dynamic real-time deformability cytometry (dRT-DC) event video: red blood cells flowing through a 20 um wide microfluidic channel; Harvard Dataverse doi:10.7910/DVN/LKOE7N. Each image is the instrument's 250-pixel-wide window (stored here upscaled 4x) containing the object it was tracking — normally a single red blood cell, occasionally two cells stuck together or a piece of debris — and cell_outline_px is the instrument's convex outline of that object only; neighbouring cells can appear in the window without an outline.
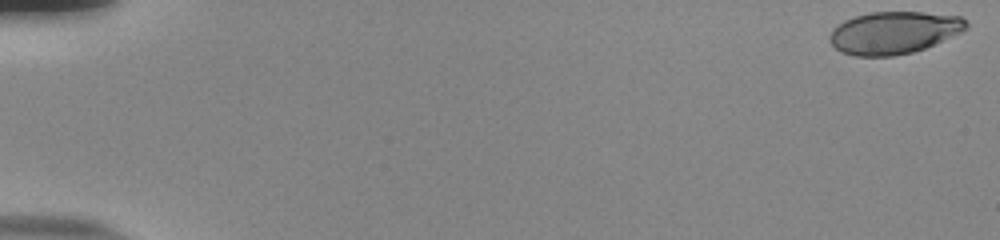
{"species": "human", "species_latin": "Homo sapiens", "temperature_condition": "room temperature", "stored_images_in_passage": 55, "camera_frame_rate_fps": 3000, "um_per_image_px": 0.085, "donor": {"sex": "male"}, "frame": {"image": 1, "passage_image": 1, "time_ms": 0.0, "image_size_px": [1000, 240], "cell_outline_px": [[968, 28], [960, 32], [924, 48], [912, 52], [892, 56], [852, 56], [840, 52], [828, 40], [828, 36], [832, 28], [844, 20], [856, 16], [872, 12], [924, 12], [960, 16], [968, 24]], "centroid_in_image_um": [75.92, 2.77], "position_along_channel_um": 9.1, "area_um2": 33.64}}
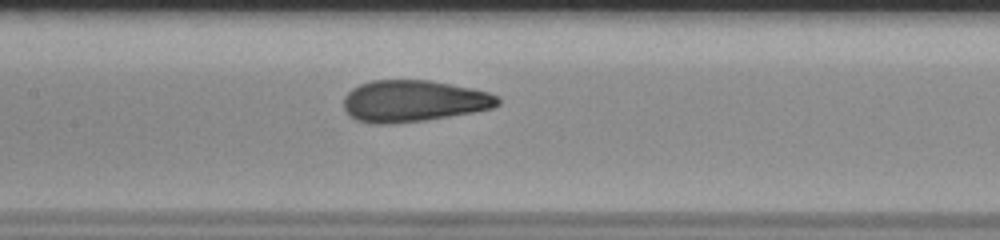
{"frame": {"image": 2, "passage_image": 28, "time_ms": 9.0, "image_size_px": [1000, 240], "cell_outline_px": [[500, 104], [492, 108], [472, 112], [424, 120], [388, 124], [372, 124], [356, 120], [344, 108], [344, 96], [352, 88], [360, 84], [372, 80], [428, 80], [472, 88], [488, 92], [496, 96], [500, 100]], "centroid_in_image_um": [35.13, 8.58], "position_along_channel_um": 172.3, "area_um2": 37.17}}
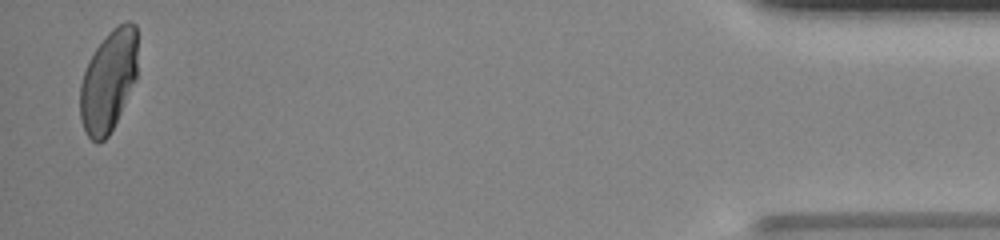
{"frame": {"image": 3, "passage_image": 54, "time_ms": 17.667, "image_size_px": [1000, 240], "cell_outline_px": [[136, 80], [108, 136], [104, 140], [96, 144], [88, 136], [80, 120], [80, 84], [88, 60], [104, 36], [112, 28], [128, 20], [132, 20], [136, 24]], "centroid_in_image_um": [9.2, 6.86], "position_along_channel_um": 426.0, "area_um2": 33.99}, "authors_computed_cell_mechanics": {"area_um2": 36.5296, "velocity_mm_per_s": 3.8151, "shape_relaxation_time_tau1_ms": 5.0744, "shape_relaxation_time_tau2_ms": null, "deformation_change_tau1": 0.2136, "deformation_change_tau2": null}}